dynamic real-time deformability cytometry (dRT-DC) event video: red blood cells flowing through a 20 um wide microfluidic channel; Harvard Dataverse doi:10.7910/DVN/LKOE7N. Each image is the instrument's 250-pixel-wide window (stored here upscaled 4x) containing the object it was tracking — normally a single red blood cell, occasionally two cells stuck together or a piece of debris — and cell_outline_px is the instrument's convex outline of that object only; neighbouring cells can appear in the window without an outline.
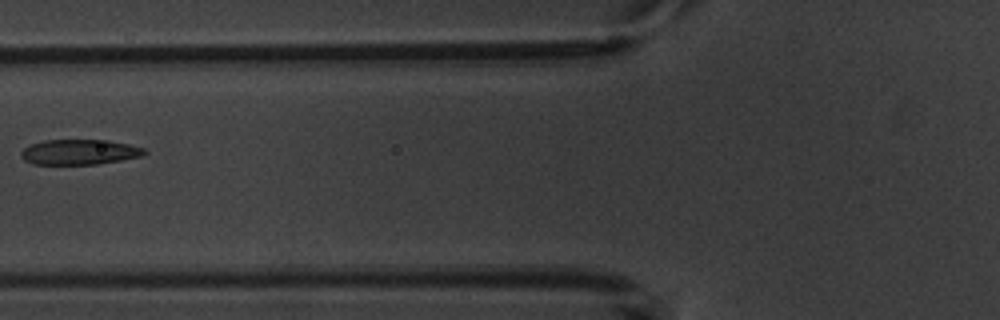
{"species": "common noctule bat (a hibernating species)", "species_latin": "Nyctalus noctula", "temperature_condition": "warm", "stored_images_in_passage": 6, "camera_frame_rate_fps": 3000, "um_per_image_px": 0.085, "animal": {"sex": "male", "body_mass_g": 20.1, "forearm_length_mm": 53.5}, "frame": {"image": 1, "passage_image": 5, "time_ms": 5.667, "image_size_px": [1000, 320], "cell_outline_px": [[148, 152], [140, 156], [120, 160], [96, 164], [32, 164], [24, 160], [20, 156], [20, 152], [24, 148], [32, 144], [44, 140], [108, 140], [128, 144], [144, 148]], "centroid_in_image_um": [6.73, 12.92], "position_along_channel_um": 119.1, "area_um2": 18.03}}
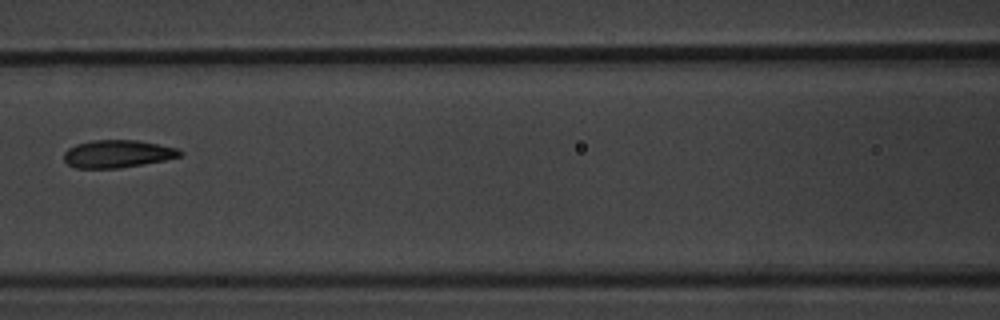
{"frame": {"image": 2, "passage_image": 6, "time_ms": 6.667, "image_size_px": [1000, 320], "cell_outline_px": [[184, 152], [180, 156], [164, 160], [120, 168], [76, 168], [68, 164], [64, 160], [64, 152], [68, 148], [76, 144], [92, 140], [136, 140], [176, 148]], "centroid_in_image_um": [9.95, 13.07], "position_along_channel_um": 156.6, "area_um2": 18.55}}